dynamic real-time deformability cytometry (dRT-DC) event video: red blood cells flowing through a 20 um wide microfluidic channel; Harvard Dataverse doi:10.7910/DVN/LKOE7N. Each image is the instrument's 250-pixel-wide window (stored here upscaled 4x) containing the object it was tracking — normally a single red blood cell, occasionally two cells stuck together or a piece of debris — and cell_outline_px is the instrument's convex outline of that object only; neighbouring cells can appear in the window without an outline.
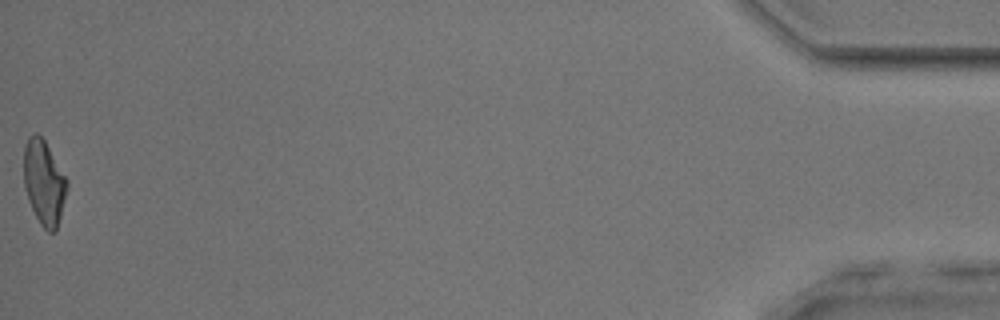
{"species": "common noctule bat (a hibernating species)", "species_latin": "Nyctalus noctula", "temperature_condition": "room temperature", "stored_images_in_passage": 38, "camera_frame_rate_fps": 3000, "um_per_image_px": 0.085, "animal": {"sex": "male", "body_mass_g": 17.9, "forearm_length_mm": 54.2}, "frame": {"image": 1, "passage_image": 38, "time_ms": 12.333, "image_size_px": [1000, 320], "cell_outline_px": [[68, 188], [56, 232], [48, 232], [40, 224], [28, 200], [24, 188], [24, 144], [28, 136], [36, 132], [44, 140], [68, 180]], "centroid_in_image_um": [3.74, 15.51], "position_along_channel_um": 431.5, "area_um2": 21.39}, "authors_computed_cell_mechanics": {"area_um2": 22.1085, "velocity_mm_per_s": 3.8466, "shape_relaxation_time_tau1_ms": 7.5425, "shape_relaxation_time_tau2_ms": 2.099, "deformation_change_tau1": 0.2011, "deformation_change_tau2": 0.113}}